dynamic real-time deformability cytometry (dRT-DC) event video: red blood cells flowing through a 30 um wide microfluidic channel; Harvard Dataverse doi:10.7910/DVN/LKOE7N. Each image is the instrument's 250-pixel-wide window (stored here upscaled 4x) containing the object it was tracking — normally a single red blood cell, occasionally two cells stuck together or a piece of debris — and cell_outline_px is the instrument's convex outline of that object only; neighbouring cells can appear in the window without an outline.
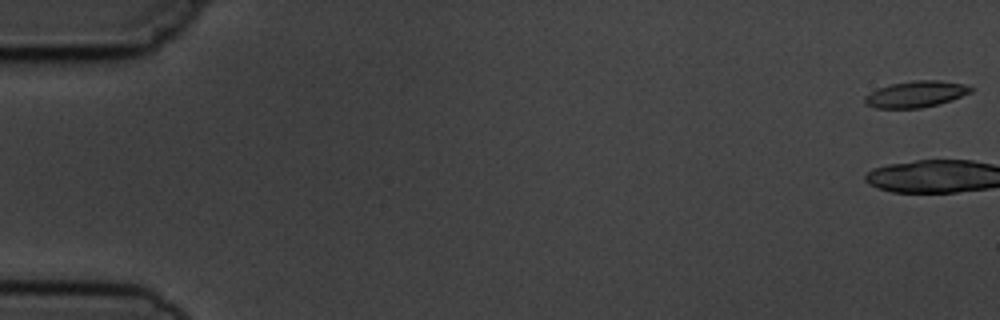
{"species": "common noctule bat (a hibernating species)", "species_latin": "Nyctalus noctula", "temperature_condition": "cold", "stored_images_in_passage": 5, "camera_frame_rate_fps": 3000, "um_per_image_px": 0.085, "animal": {"sex": "male", "body_mass_g": 19.5, "forearm_length_mm": 54.6}, "frame": {"image": 1, "passage_image": 1, "time_ms": 0.0, "image_size_px": [1000, 320], "cell_outline_px": [[972, 92], [952, 100], [920, 108], [876, 108], [864, 104], [864, 96], [876, 88], [892, 84], [912, 80], [940, 80], [964, 84], [972, 88]], "centroid_in_image_um": [77.81, 8.0], "position_along_channel_um": 7.2, "area_um2": 16.3}}